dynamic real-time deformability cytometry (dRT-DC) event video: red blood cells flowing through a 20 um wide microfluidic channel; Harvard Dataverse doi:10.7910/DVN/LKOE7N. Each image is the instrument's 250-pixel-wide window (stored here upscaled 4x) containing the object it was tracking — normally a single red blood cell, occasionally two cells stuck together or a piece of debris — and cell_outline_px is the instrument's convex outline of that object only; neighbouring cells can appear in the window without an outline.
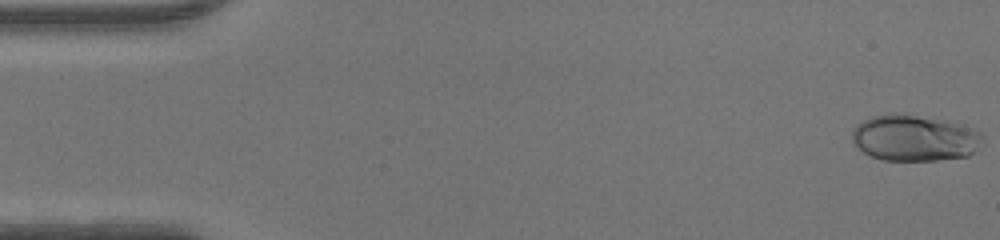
{"species": "human", "species_latin": "Homo sapiens", "temperature_condition": "warm", "stored_images_in_passage": 47, "camera_frame_rate_fps": 3000, "um_per_image_px": 0.085, "donor": {"sex": "male"}, "frame": {"image": 1, "passage_image": 1, "time_ms": 0.0, "image_size_px": [1000, 240], "cell_outline_px": [[980, 136], [976, 148], [968, 156], [936, 160], [884, 160], [872, 156], [864, 152], [852, 144], [852, 132], [864, 120], [872, 116], [892, 112], [916, 116], [956, 124], [972, 128], [980, 132]], "centroid_in_image_um": [77.65, 11.74], "position_along_channel_um": 7.4, "area_um2": 34.22}}
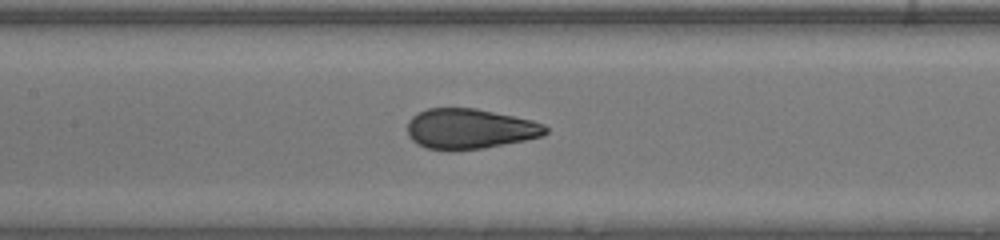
{"frame": {"image": 2, "passage_image": 22, "time_ms": 7.0, "image_size_px": [1000, 240], "cell_outline_px": [[548, 132], [544, 136], [484, 148], [428, 148], [412, 140], [408, 136], [408, 120], [412, 116], [428, 108], [476, 108], [532, 120], [544, 124], [548, 128]], "centroid_in_image_um": [39.97, 10.92], "position_along_channel_um": 167.4, "area_um2": 31.79}}
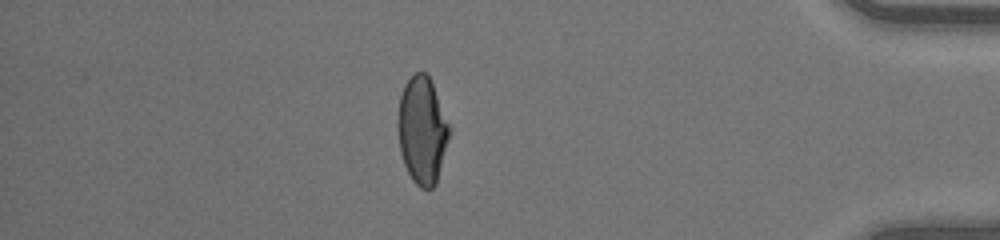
{"frame": {"image": 3, "passage_image": 41, "time_ms": 13.333, "image_size_px": [1000, 240], "cell_outline_px": [[452, 132], [436, 184], [432, 188], [420, 188], [412, 180], [404, 164], [400, 152], [396, 124], [396, 120], [400, 96], [404, 84], [416, 72], [424, 72], [428, 76], [432, 84]], "centroid_in_image_um": [35.87, 11.11], "position_along_channel_um": 399.3, "area_um2": 32.37}}